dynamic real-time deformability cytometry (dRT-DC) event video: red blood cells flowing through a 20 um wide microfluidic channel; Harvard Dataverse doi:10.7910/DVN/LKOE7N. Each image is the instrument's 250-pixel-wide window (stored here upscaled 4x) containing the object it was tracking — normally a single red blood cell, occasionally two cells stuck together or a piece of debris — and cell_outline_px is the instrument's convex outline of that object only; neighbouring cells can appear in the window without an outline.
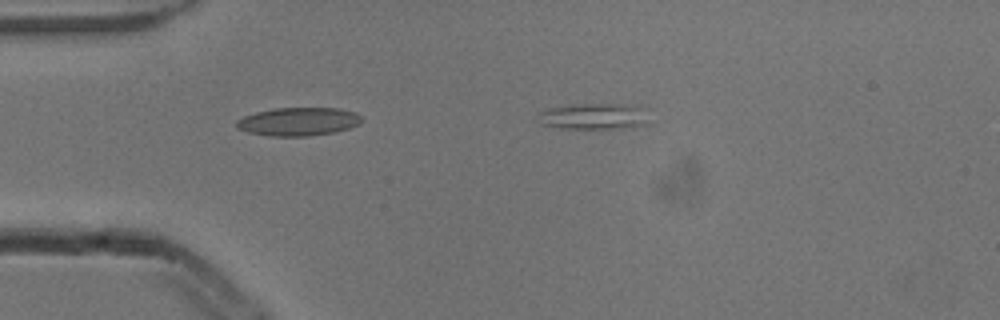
{"species": "common noctule bat (a hibernating species)", "species_latin": "Nyctalus noctula", "temperature_condition": "cold", "stored_images_in_passage": 5, "camera_frame_rate_fps": 3000, "um_per_image_px": 0.085, "animal": {"sex": "male", "body_mass_g": 13.3}, "frame": {"image": 1, "passage_image": 3, "time_ms": 0.667, "image_size_px": [1000, 320], "cell_outline_px": [[360, 124], [348, 128], [332, 132], [308, 136], [272, 136], [248, 132], [236, 128], [236, 120], [244, 116], [256, 112], [276, 108], [340, 108], [356, 112], [360, 116]], "centroid_in_image_um": [25.34, 10.33], "position_along_channel_um": 59.7, "area_um2": 20.52}}
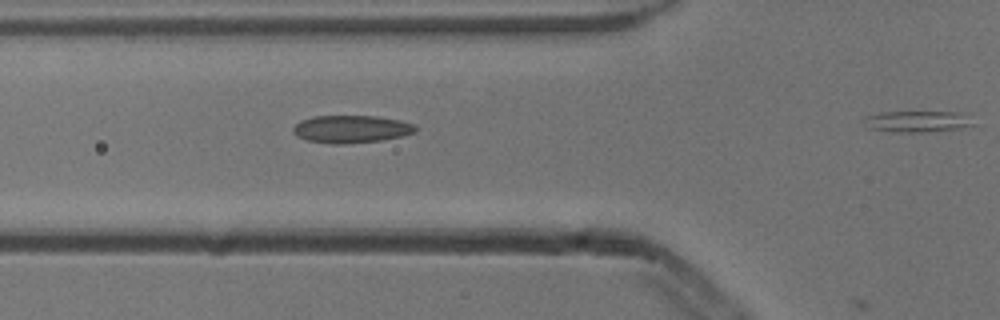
{"frame": {"image": 2, "passage_image": 4, "time_ms": 1.0, "image_size_px": [1000, 320], "cell_outline_px": [[416, 132], [400, 136], [380, 140], [344, 144], [332, 144], [308, 140], [296, 136], [292, 132], [292, 128], [300, 120], [312, 116], [376, 116], [400, 120], [412, 124], [416, 128]], "centroid_in_image_um": [29.8, 10.96], "position_along_channel_um": 96.0, "area_um2": 19.59}}